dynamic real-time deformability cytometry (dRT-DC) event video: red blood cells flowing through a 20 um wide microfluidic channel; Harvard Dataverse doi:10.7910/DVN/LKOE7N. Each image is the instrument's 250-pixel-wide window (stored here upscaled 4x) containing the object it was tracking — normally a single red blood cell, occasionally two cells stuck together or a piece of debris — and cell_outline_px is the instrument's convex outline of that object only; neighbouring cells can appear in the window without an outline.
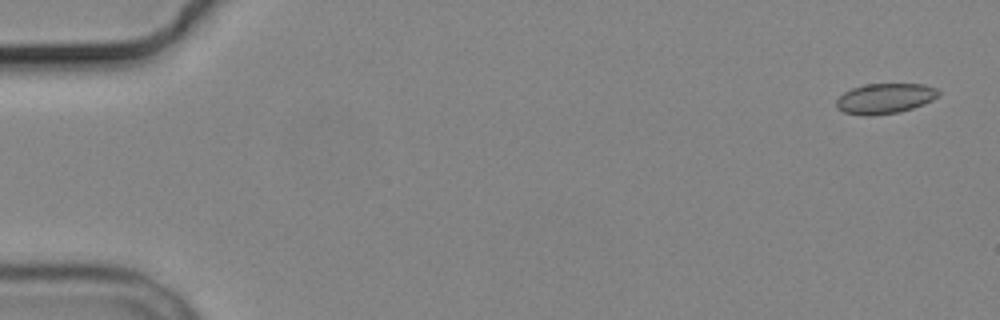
{"species": "common noctule bat (a hibernating species)", "species_latin": "Nyctalus noctula", "temperature_condition": "cold", "stored_images_in_passage": 5, "camera_frame_rate_fps": 3000, "um_per_image_px": 0.085, "animal": {"sex": "male", "body_mass_g": 19.2, "forearm_length_mm": 51.8}, "frame": {"image": 1, "passage_image": 1, "time_ms": 0.0, "image_size_px": [1000, 320], "cell_outline_px": [[940, 96], [924, 104], [900, 112], [872, 116], [864, 116], [844, 112], [836, 108], [836, 100], [844, 92], [852, 88], [864, 84], [924, 84], [936, 88], [940, 92]], "centroid_in_image_um": [75.22, 8.38], "position_along_channel_um": 9.8, "area_um2": 18.21}}
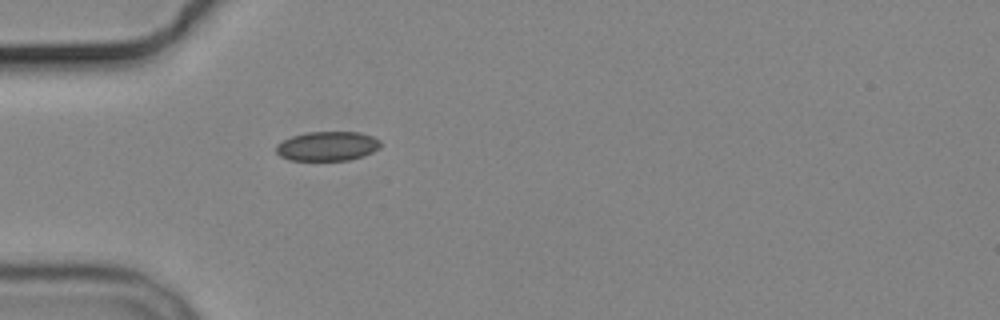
{"frame": {"image": 2, "passage_image": 5, "time_ms": 5.0, "image_size_px": [1000, 320], "cell_outline_px": [[380, 148], [372, 152], [348, 160], [288, 160], [280, 156], [276, 152], [276, 144], [292, 136], [308, 132], [360, 132], [372, 136], [380, 140]], "centroid_in_image_um": [27.81, 12.42], "position_along_channel_um": 57.2, "area_um2": 17.8}}